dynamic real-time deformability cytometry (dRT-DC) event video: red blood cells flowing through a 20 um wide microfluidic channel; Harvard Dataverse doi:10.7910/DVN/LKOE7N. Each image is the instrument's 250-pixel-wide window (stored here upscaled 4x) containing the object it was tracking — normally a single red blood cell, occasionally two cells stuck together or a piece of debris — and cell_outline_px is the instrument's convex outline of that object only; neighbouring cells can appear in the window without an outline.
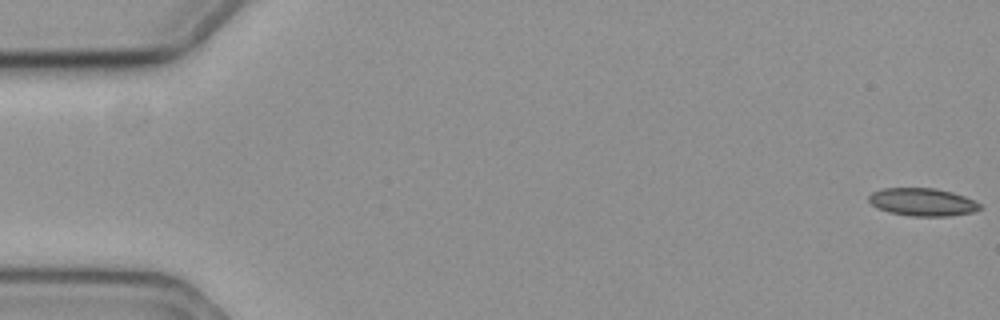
{"species": "common noctule bat (a hibernating species)", "species_latin": "Nyctalus noctula", "temperature_condition": "cold", "stored_images_in_passage": 60, "camera_frame_rate_fps": 3000, "um_per_image_px": 0.085, "animal": {"sex": "female", "body_mass_g": 19.3, "forearm_length_mm": 54.1}, "frame": {"image": 1, "passage_image": 1, "time_ms": 0.0, "image_size_px": [1000, 320], "cell_outline_px": [[984, 208], [972, 212], [948, 216], [908, 216], [888, 212], [876, 208], [868, 200], [868, 196], [872, 192], [884, 188], [936, 188], [952, 192], [976, 200]], "centroid_in_image_um": [78.42, 17.17], "position_along_channel_um": 6.6, "area_um2": 18.21}}
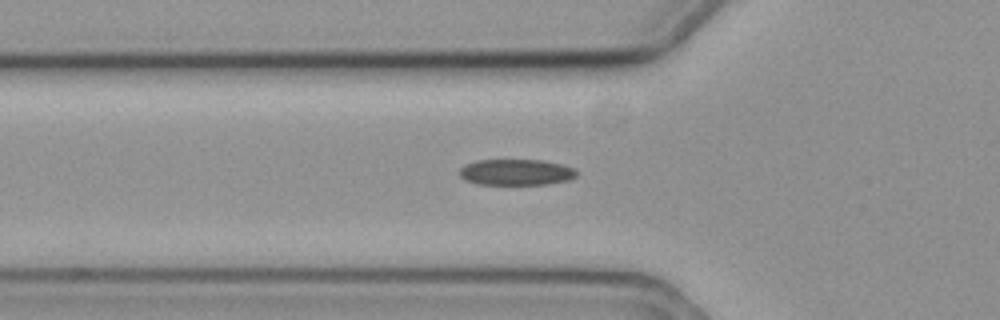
{"frame": {"image": 2, "passage_image": 21, "time_ms": 6.667, "image_size_px": [1000, 320], "cell_outline_px": [[576, 176], [568, 180], [548, 184], [476, 184], [464, 180], [460, 176], [460, 168], [464, 164], [476, 160], [544, 160], [564, 164], [576, 168]], "centroid_in_image_um": [43.87, 14.63], "position_along_channel_um": 81.9, "area_um2": 17.98}}
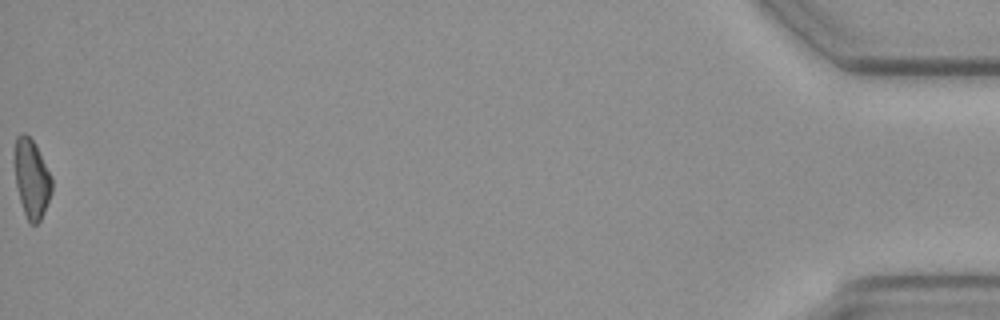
{"frame": {"image": 3, "passage_image": 60, "time_ms": 19.667, "image_size_px": [1000, 320], "cell_outline_px": [[52, 192], [44, 212], [40, 220], [36, 224], [28, 224], [20, 200], [16, 184], [12, 160], [16, 136], [20, 132], [24, 132], [36, 144], [52, 176]], "centroid_in_image_um": [2.67, 15.14], "position_along_channel_um": 432.5, "area_um2": 17.63}, "authors_computed_cell_mechanics": {"area_um2": 18.207, "velocity_mm_per_s": 3.5437, "shape_relaxation_time_tau1_ms": 5.7412, "shape_relaxation_time_tau2_ms": null, "deformation_change_tau1": 0.1311, "deformation_change_tau2": null}}